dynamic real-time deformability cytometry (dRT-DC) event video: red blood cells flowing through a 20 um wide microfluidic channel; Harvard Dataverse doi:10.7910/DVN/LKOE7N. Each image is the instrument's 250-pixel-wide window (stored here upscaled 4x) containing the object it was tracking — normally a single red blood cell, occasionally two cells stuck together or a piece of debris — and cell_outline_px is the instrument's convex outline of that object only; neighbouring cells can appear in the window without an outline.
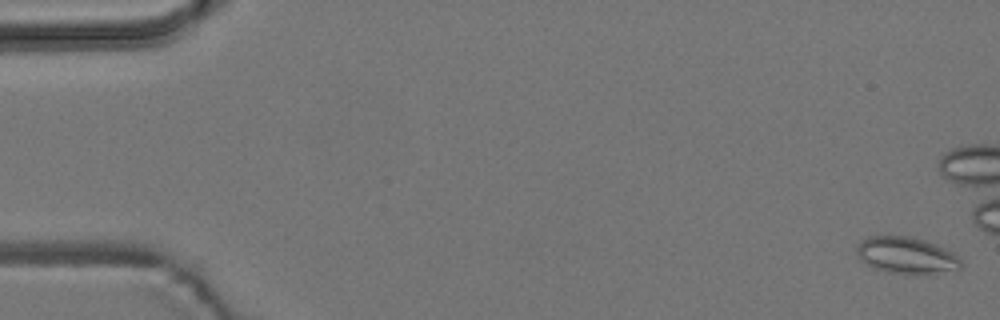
{"species": "common noctule bat (a hibernating species)", "species_latin": "Nyctalus noctula", "temperature_condition": "room temperature", "stored_images_in_passage": 6, "camera_frame_rate_fps": 3000, "um_per_image_px": 0.085, "animal": {"sex": "male", "body_mass_g": 19.2, "forearm_length_mm": 51.8}, "frame": {"image": 1, "passage_image": 1, "time_ms": 0.0, "image_size_px": [1000, 320], "cell_outline_px": [[960, 268], [920, 276], [888, 272], [872, 268], [856, 252], [856, 248], [860, 240], [868, 236], [908, 236], [924, 240], [944, 248], [952, 252], [960, 260]], "centroid_in_image_um": [77.02, 21.72], "position_along_channel_um": 8.0, "area_um2": 22.2}}